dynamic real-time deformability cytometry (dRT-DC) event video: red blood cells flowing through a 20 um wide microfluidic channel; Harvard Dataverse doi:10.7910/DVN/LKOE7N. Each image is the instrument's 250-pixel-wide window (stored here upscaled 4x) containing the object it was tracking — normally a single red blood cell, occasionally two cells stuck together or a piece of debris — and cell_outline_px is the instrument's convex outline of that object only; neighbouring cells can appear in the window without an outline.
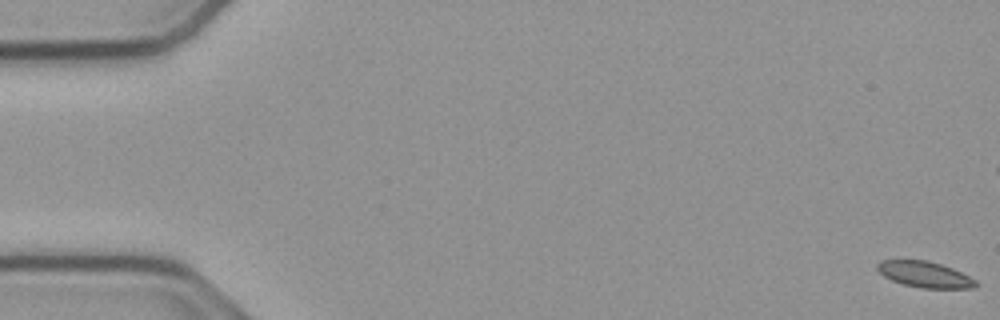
{"species": "common noctule bat (a hibernating species)", "species_latin": "Nyctalus noctula", "temperature_condition": "cold", "stored_images_in_passage": 56, "camera_frame_rate_fps": 3000, "um_per_image_px": 0.085, "animal": {"sex": "male", "body_mass_g": 23.1, "forearm_length_mm": 52.7}, "frame": {"image": 1, "passage_image": 1, "time_ms": 0.0, "image_size_px": [1000, 320], "cell_outline_px": [[980, 284], [976, 288], [920, 288], [904, 284], [892, 280], [884, 276], [876, 268], [876, 264], [880, 260], [928, 260], [952, 268], [976, 280]], "centroid_in_image_um": [78.62, 23.33], "position_along_channel_um": 6.4, "area_um2": 14.91}}
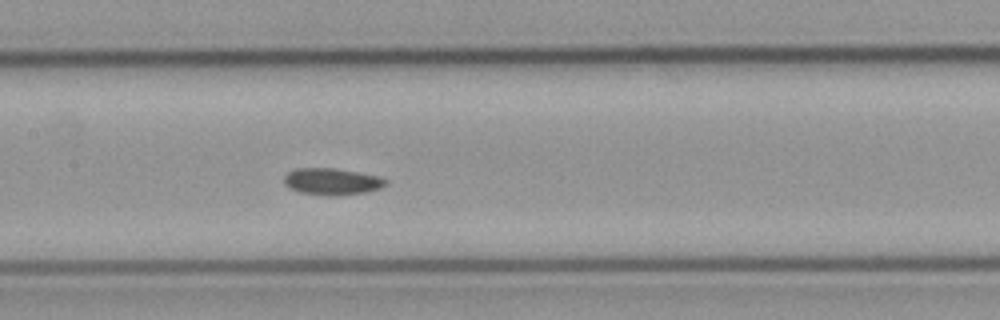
{"frame": {"image": 2, "passage_image": 27, "time_ms": 8.667, "image_size_px": [1000, 320], "cell_outline_px": [[388, 184], [380, 188], [368, 192], [336, 196], [324, 196], [300, 192], [284, 184], [284, 176], [288, 172], [296, 168], [332, 168], [380, 176], [388, 180]], "centroid_in_image_um": [28.25, 15.44], "position_along_channel_um": 179.2, "area_um2": 15.95}}
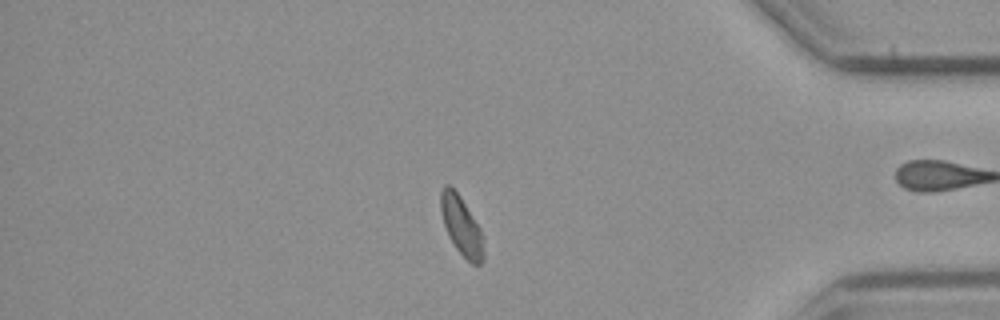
{"frame": {"image": 3, "passage_image": 47, "time_ms": 15.333, "image_size_px": [1000, 320], "cell_outline_px": [[484, 260], [480, 264], [472, 264], [456, 248], [448, 236], [444, 224], [440, 208], [440, 192], [444, 184], [448, 184], [460, 196], [480, 228], [484, 252]], "centroid_in_image_um": [39.21, 19.19], "position_along_channel_um": 396.0, "area_um2": 14.51}}